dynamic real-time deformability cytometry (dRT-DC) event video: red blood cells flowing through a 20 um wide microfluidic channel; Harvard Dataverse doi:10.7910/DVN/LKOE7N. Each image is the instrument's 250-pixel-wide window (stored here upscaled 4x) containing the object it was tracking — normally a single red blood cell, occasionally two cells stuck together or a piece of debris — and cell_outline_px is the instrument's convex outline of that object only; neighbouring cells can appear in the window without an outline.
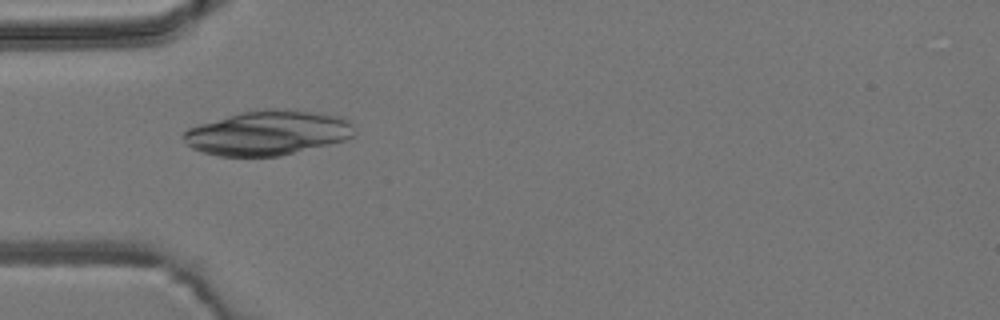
{"species": "common noctule bat (a hibernating species)", "species_latin": "Nyctalus noctula", "temperature_condition": "room temperature", "stored_images_in_passage": 9, "camera_frame_rate_fps": 3000, "um_per_image_px": 0.085, "animal": {"sex": "male", "body_mass_g": 19.2, "forearm_length_mm": 51.8}, "frame": {"image": 1, "passage_image": 4, "time_ms": 4.667, "image_size_px": [1000, 320], "cell_outline_px": [[356, 132], [352, 136], [344, 140], [280, 156], [220, 156], [204, 152], [192, 148], [180, 136], [188, 128], [200, 124], [240, 112], [264, 108], [284, 108], [320, 112], [344, 116], [352, 124]], "centroid_in_image_um": [22.79, 11.27], "position_along_channel_um": 62.2, "area_um2": 44.68}}
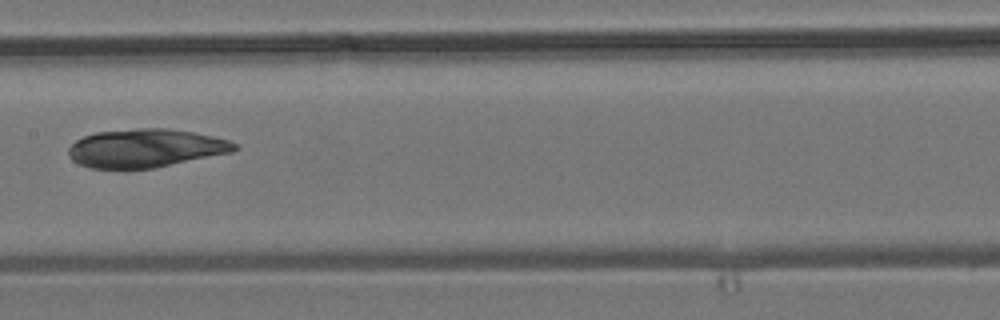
{"frame": {"image": 2, "passage_image": 7, "time_ms": 8.0, "image_size_px": [1000, 320], "cell_outline_px": [[240, 148], [232, 152], [156, 168], [128, 172], [88, 168], [72, 160], [68, 156], [68, 148], [76, 140], [84, 136], [96, 132], [136, 128], [168, 128], [192, 132], [212, 136], [228, 140], [236, 144]], "centroid_in_image_um": [12.32, 12.64], "position_along_channel_um": 195.1, "area_um2": 38.21}}
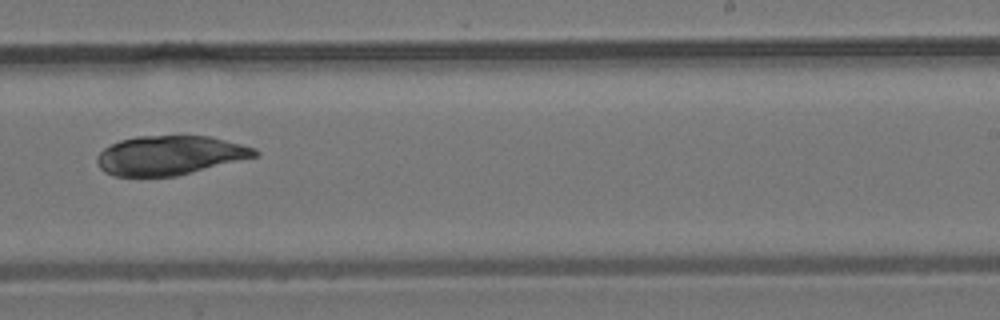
{"frame": {"image": 3, "passage_image": 9, "time_ms": 10.0, "image_size_px": [1000, 320], "cell_outline_px": [[260, 156], [176, 176], [112, 176], [104, 172], [100, 168], [96, 160], [96, 156], [104, 148], [120, 140], [136, 136], [212, 136], [256, 148], [260, 152]], "centroid_in_image_um": [14.46, 13.2], "position_along_channel_um": 274.5, "area_um2": 36.3}}